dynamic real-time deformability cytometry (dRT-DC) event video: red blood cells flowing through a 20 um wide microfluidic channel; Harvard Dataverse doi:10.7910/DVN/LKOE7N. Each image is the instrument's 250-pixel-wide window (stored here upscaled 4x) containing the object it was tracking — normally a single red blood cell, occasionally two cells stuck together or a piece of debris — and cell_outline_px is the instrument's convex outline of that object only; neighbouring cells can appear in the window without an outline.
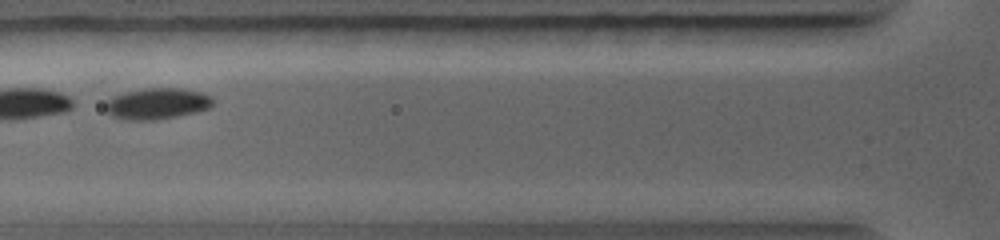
{"species": "common noctule bat (a hibernating species)", "species_latin": "Nyctalus noctula", "temperature_condition": "warm", "stored_images_in_passage": 6, "camera_frame_rate_fps": 5000, "um_per_image_px": 0.085, "animal": {"sex": "female", "body_mass_g": 19.0, "forearm_length_mm": 56.7}, "frame": {"image": 1, "passage_image": 4, "time_ms": 1.8, "image_size_px": [1000, 240], "cell_outline_px": [[212, 108], [196, 112], [156, 120], [128, 120], [112, 116], [104, 108], [104, 104], [112, 96], [124, 92], [144, 88], [180, 88], [204, 92], [212, 96]], "centroid_in_image_um": [13.36, 8.8], "position_along_channel_um": 112.4, "area_um2": 19.77}}